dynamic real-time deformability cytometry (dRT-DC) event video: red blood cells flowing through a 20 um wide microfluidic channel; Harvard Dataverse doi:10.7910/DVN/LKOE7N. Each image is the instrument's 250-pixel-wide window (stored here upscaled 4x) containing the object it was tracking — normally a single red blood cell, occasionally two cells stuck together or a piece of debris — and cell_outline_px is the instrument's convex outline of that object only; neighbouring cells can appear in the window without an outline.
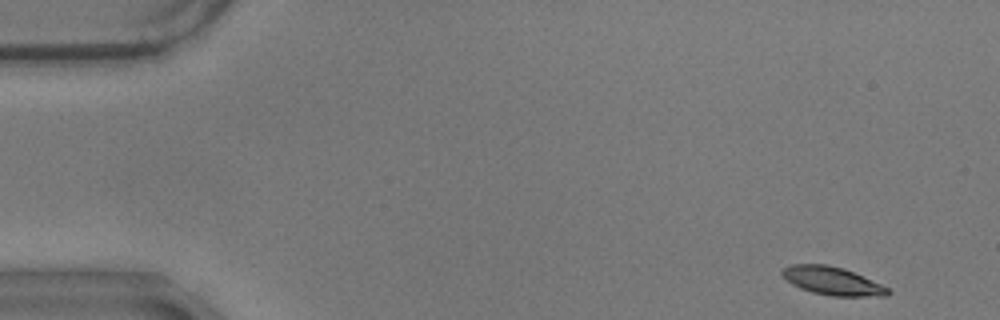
{"species": "common noctule bat (a hibernating species)", "species_latin": "Nyctalus noctula", "temperature_condition": "warm", "stored_images_in_passage": 10, "camera_frame_rate_fps": 3000, "um_per_image_px": 0.085, "animal": {"sex": "male", "body_mass_g": 17.9}, "frame": {"image": 1, "passage_image": 1, "time_ms": 0.0, "image_size_px": [1000, 320], "cell_outline_px": [[892, 292], [888, 296], [832, 296], [812, 292], [800, 288], [792, 284], [780, 272], [784, 268], [792, 264], [824, 264], [844, 268], [880, 284], [888, 288]], "centroid_in_image_um": [70.76, 23.88], "position_along_channel_um": 14.2, "area_um2": 17.17}}